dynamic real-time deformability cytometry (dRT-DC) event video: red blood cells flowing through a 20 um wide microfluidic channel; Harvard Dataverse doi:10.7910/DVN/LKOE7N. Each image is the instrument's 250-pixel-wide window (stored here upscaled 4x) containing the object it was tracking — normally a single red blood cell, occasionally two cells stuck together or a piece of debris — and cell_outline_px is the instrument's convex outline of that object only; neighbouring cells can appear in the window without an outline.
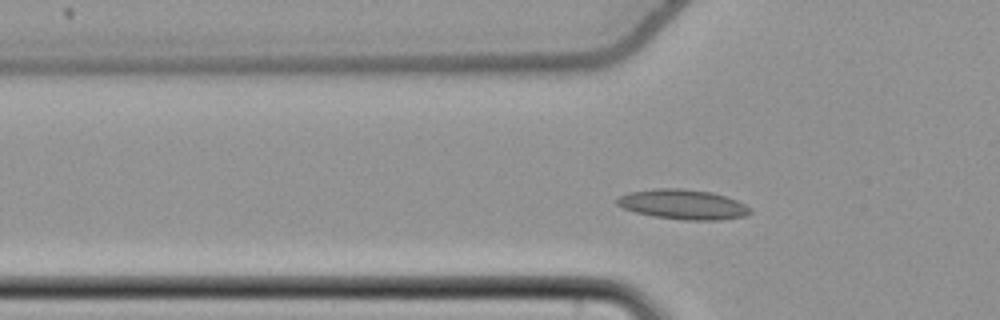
{"species": "common noctule bat (a hibernating species)", "species_latin": "Nyctalus noctula", "temperature_condition": "cold", "stored_images_in_passage": 50, "camera_frame_rate_fps": 3000, "um_per_image_px": 0.085, "animal": {"sex": "female", "body_mass_g": 22.7, "forearm_length_mm": 54.2}, "frame": {"image": 1, "passage_image": 12, "time_ms": 3.667, "image_size_px": [1000, 320], "cell_outline_px": [[752, 212], [744, 216], [720, 220], [684, 220], [652, 216], [636, 212], [624, 208], [616, 204], [616, 200], [620, 196], [628, 192], [656, 188], [680, 188], [712, 192], [728, 196], [752, 208]], "centroid_in_image_um": [58.08, 17.37], "position_along_channel_um": 67.7, "area_um2": 23.29}}
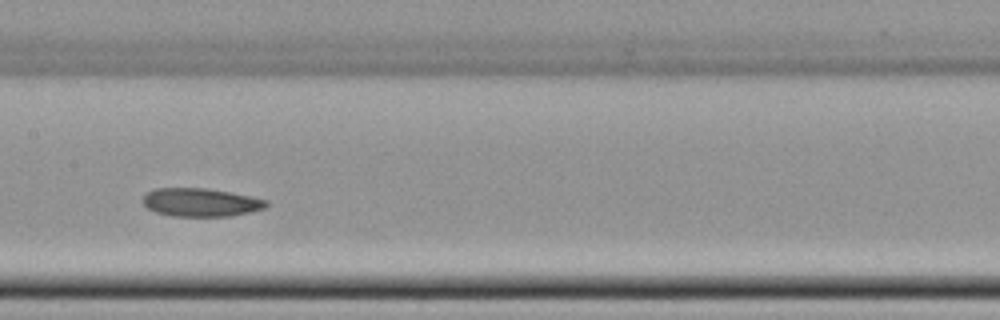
{"frame": {"image": 2, "passage_image": 22, "time_ms": 7.0, "image_size_px": [1000, 320], "cell_outline_px": [[268, 204], [264, 208], [252, 212], [228, 216], [172, 216], [156, 212], [148, 208], [140, 200], [148, 192], [156, 188], [204, 188], [252, 196], [268, 200]], "centroid_in_image_um": [17.07, 17.2], "position_along_channel_um": 190.3, "area_um2": 20.35}}
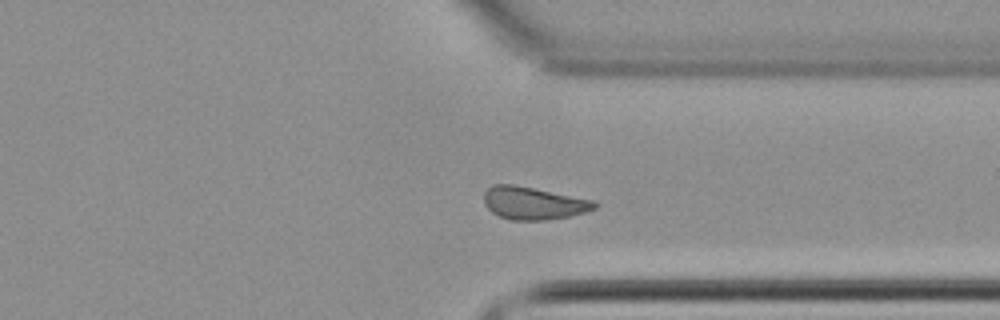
{"frame": {"image": 3, "passage_image": 36, "time_ms": 11.667, "image_size_px": [1000, 320], "cell_outline_px": [[600, 204], [596, 208], [584, 212], [568, 216], [544, 220], [512, 220], [500, 216], [492, 212], [484, 204], [484, 192], [492, 184], [512, 184], [596, 200]], "centroid_in_image_um": [45.35, 17.26], "position_along_channel_um": 366.0, "area_um2": 21.04}}